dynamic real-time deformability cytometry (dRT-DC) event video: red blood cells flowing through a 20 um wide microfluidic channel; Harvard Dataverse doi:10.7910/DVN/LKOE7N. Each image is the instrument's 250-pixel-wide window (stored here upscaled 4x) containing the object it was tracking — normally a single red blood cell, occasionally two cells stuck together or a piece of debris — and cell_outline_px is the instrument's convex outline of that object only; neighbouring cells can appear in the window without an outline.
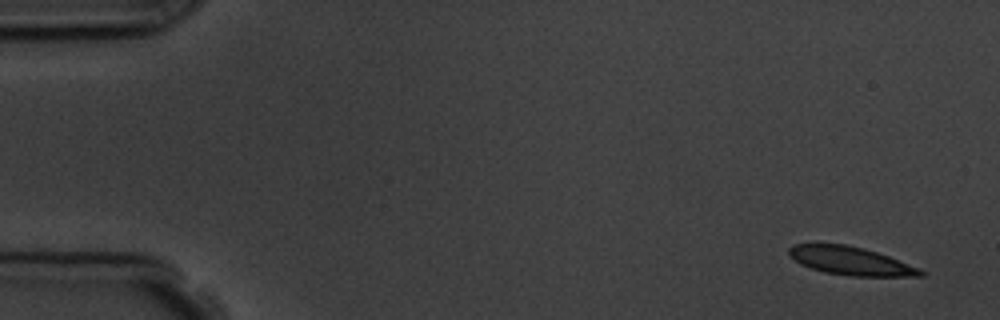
{"species": "common noctule bat (a hibernating species)", "species_latin": "Nyctalus noctula", "temperature_condition": "room temperature", "stored_images_in_passage": 5, "camera_frame_rate_fps": 3000, "um_per_image_px": 0.085, "animal": {"sex": "male", "body_mass_g": 19.5, "forearm_length_mm": 54.6}, "frame": {"image": 1, "passage_image": 1, "time_ms": 0.0, "image_size_px": [1000, 320], "cell_outline_px": [[924, 276], [852, 276], [824, 272], [800, 264], [788, 252], [788, 248], [792, 244], [844, 244], [864, 248], [888, 256], [920, 268], [924, 272]], "centroid_in_image_um": [72.31, 22.17], "position_along_channel_um": 12.7, "area_um2": 21.44}}
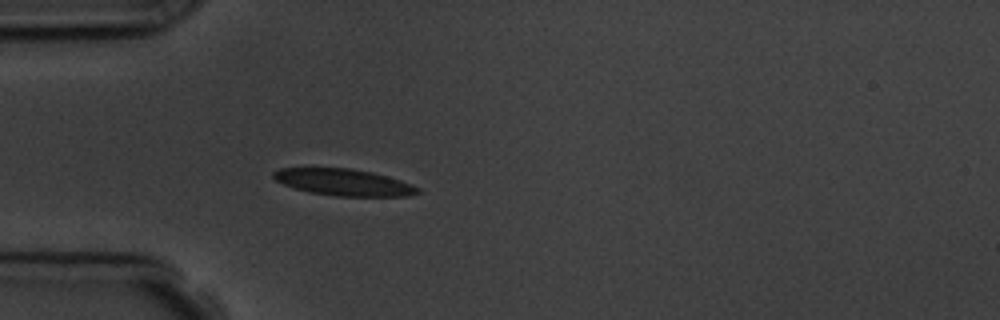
{"frame": {"image": 2, "passage_image": 5, "time_ms": 4.333, "image_size_px": [1000, 320], "cell_outline_px": [[420, 192], [408, 196], [336, 196], [308, 192], [284, 184], [276, 180], [272, 176], [272, 172], [280, 168], [348, 168], [372, 172], [388, 176], [412, 184], [420, 188]], "centroid_in_image_um": [29.23, 15.49], "position_along_channel_um": 55.8, "area_um2": 22.37}}